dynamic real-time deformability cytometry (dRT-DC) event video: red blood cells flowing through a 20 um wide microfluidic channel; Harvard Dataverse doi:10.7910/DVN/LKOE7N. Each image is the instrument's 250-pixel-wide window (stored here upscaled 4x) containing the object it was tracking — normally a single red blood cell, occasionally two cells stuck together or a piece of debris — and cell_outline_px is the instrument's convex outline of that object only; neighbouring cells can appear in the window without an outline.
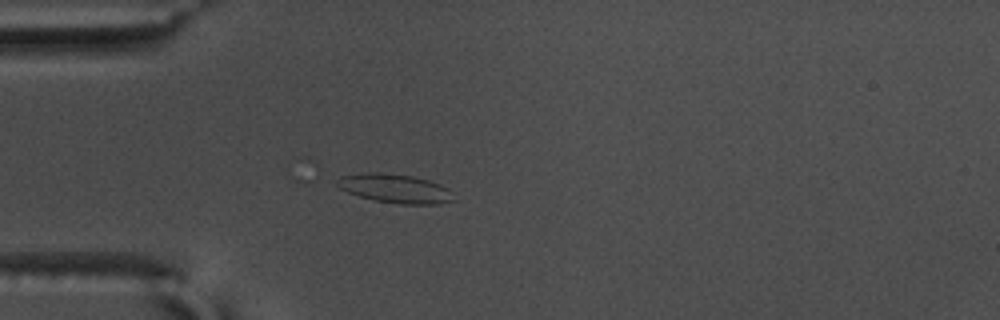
{"species": "common noctule bat (a hibernating species)", "species_latin": "Nyctalus noctula", "temperature_condition": "warm", "stored_images_in_passage": 19, "camera_frame_rate_fps": 3000, "um_per_image_px": 0.085, "animal": {"sex": "male", "body_mass_g": 17.5, "forearm_length_mm": 52.3}, "frame": {"image": 1, "passage_image": 13, "time_ms": 4.0, "image_size_px": [1000, 320], "cell_outline_px": [[456, 200], [440, 204], [400, 204], [376, 200], [360, 196], [348, 192], [340, 188], [336, 184], [336, 180], [340, 176], [368, 172], [380, 172], [412, 176], [428, 180], [440, 184], [448, 188]], "centroid_in_image_um": [33.6, 16.02], "position_along_channel_um": 51.4, "area_um2": 19.59}}
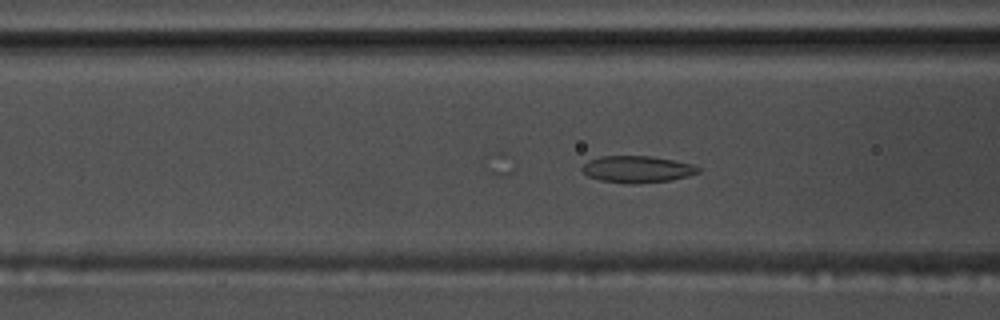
{"frame": {"image": 2, "passage_image": 19, "time_ms": 6.0, "image_size_px": [1000, 320], "cell_outline_px": [[700, 172], [688, 176], [672, 180], [632, 184], [600, 180], [588, 176], [580, 168], [588, 160], [600, 156], [648, 156], [672, 160], [692, 164], [700, 168]], "centroid_in_image_um": [54.15, 14.38], "position_along_channel_um": 112.4, "area_um2": 18.03}}